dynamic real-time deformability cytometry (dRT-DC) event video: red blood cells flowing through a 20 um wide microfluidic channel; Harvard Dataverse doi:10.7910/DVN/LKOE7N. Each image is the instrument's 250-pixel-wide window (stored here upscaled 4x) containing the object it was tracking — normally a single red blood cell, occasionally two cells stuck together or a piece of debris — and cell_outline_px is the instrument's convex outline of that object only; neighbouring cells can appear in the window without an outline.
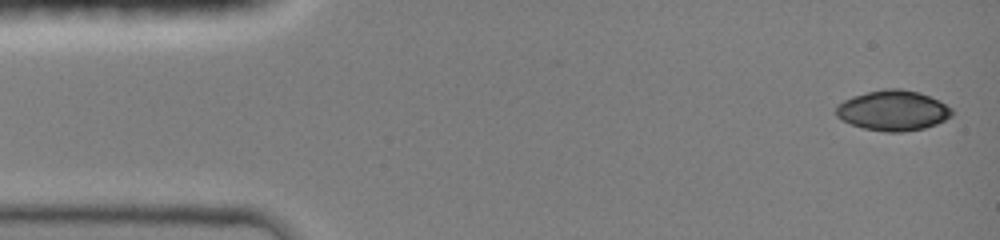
{"species": "common noctule bat (a hibernating species)", "species_latin": "Nyctalus noctula", "temperature_condition": "room temperature", "stored_images_in_passage": 21, "camera_frame_rate_fps": 3000, "um_per_image_px": 0.085, "animal": {"sex": "female", "body_mass_g": 19.0, "forearm_length_mm": 51.5}, "frame": {"image": 1, "passage_image": 1, "time_ms": 0.0, "image_size_px": [1000, 240], "cell_outline_px": [[952, 116], [936, 124], [924, 128], [900, 132], [884, 132], [864, 128], [852, 124], [836, 116], [836, 104], [852, 96], [884, 88], [900, 88], [920, 92], [940, 100], [952, 108]], "centroid_in_image_um": [75.92, 9.38], "position_along_channel_um": 9.1, "area_um2": 27.28}}
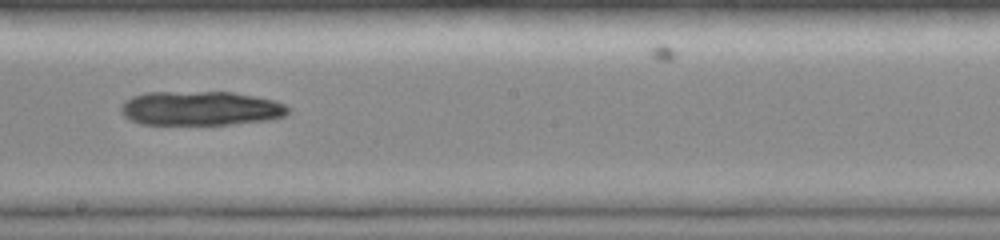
{"frame": {"image": 2, "passage_image": 18, "time_ms": 8.0, "image_size_px": [1000, 240], "cell_outline_px": [[292, 108], [284, 116], [272, 120], [232, 124], [140, 124], [124, 116], [120, 112], [120, 108], [124, 100], [132, 96], [148, 92], [232, 92], [276, 100]], "centroid_in_image_um": [17.07, 9.21], "position_along_channel_um": 231.1, "area_um2": 33.64}}